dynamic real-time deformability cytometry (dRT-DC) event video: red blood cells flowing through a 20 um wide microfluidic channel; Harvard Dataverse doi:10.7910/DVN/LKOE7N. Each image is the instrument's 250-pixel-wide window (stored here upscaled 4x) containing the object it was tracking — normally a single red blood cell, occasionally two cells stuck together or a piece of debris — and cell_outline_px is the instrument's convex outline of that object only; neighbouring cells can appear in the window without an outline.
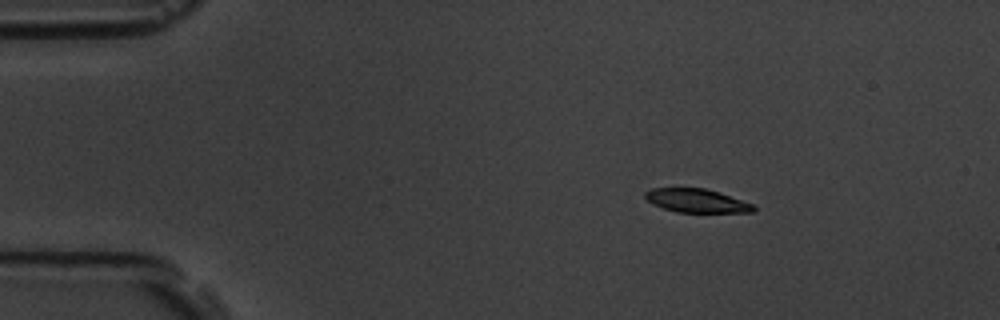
{"species": "common noctule bat (a hibernating species)", "species_latin": "Nyctalus noctula", "temperature_condition": "room temperature", "stored_images_in_passage": 5, "camera_frame_rate_fps": 3000, "um_per_image_px": 0.085, "animal": {"sex": "male", "body_mass_g": 19.5, "forearm_length_mm": 54.6}, "frame": {"image": 1, "passage_image": 2, "time_ms": 1.0, "image_size_px": [1000, 320], "cell_outline_px": [[756, 208], [752, 212], [676, 212], [652, 204], [644, 196], [644, 192], [652, 188], [704, 188], [720, 192], [756, 204]], "centroid_in_image_um": [59.25, 17.05], "position_along_channel_um": 25.8, "area_um2": 15.03}}
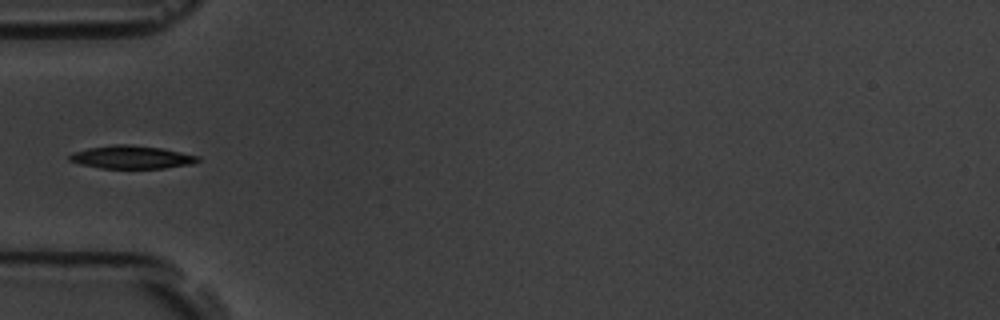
{"frame": {"image": 2, "passage_image": 5, "time_ms": 4.333, "image_size_px": [1000, 320], "cell_outline_px": [[200, 160], [192, 164], [164, 168], [100, 168], [80, 164], [68, 160], [68, 156], [72, 152], [88, 148], [112, 144], [128, 144], [160, 148], [200, 156]], "centroid_in_image_um": [11.16, 13.36], "position_along_channel_um": 73.8, "area_um2": 17.22}}